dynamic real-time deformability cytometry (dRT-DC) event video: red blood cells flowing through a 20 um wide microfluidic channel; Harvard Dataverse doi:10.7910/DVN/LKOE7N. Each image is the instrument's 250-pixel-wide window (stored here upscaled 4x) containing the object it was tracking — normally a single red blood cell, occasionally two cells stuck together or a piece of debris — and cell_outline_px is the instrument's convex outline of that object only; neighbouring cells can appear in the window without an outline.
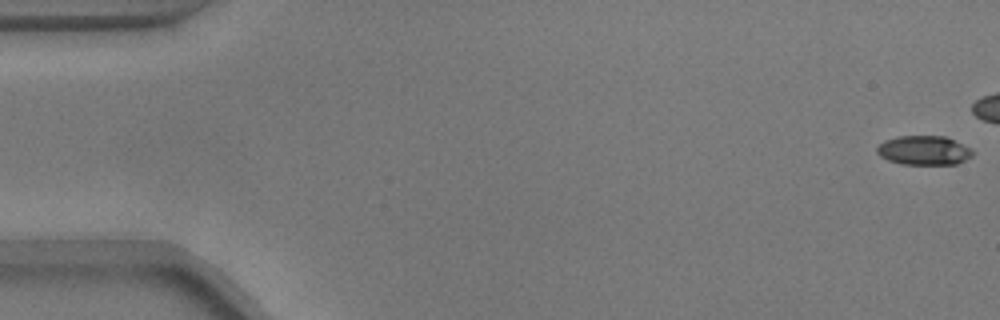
{"species": "common noctule bat (a hibernating species)", "species_latin": "Nyctalus noctula", "temperature_condition": "warm", "stored_images_in_passage": 10, "camera_frame_rate_fps": 3000, "um_per_image_px": 0.085, "animal": {"sex": "male", "body_mass_g": 17.9}, "frame": {"image": 1, "passage_image": 1, "time_ms": 0.0, "image_size_px": [1000, 320], "cell_outline_px": [[972, 156], [956, 164], [904, 164], [888, 160], [880, 156], [876, 152], [876, 148], [884, 140], [896, 136], [944, 136], [972, 148]], "centroid_in_image_um": [78.51, 12.77], "position_along_channel_um": 6.5, "area_um2": 16.24}}